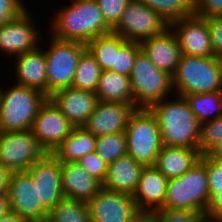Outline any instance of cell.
Listing matches in <instances>:
<instances>
[{"instance_id":"obj_1","label":"cell","mask_w":222,"mask_h":222,"mask_svg":"<svg viewBox=\"0 0 222 222\" xmlns=\"http://www.w3.org/2000/svg\"><path fill=\"white\" fill-rule=\"evenodd\" d=\"M53 15L47 30H51V36L56 39L87 44L112 33L95 0H70Z\"/></svg>"},{"instance_id":"obj_2","label":"cell","mask_w":222,"mask_h":222,"mask_svg":"<svg viewBox=\"0 0 222 222\" xmlns=\"http://www.w3.org/2000/svg\"><path fill=\"white\" fill-rule=\"evenodd\" d=\"M174 96L149 107L157 119L163 146L198 148L200 123L197 116L184 97Z\"/></svg>"},{"instance_id":"obj_3","label":"cell","mask_w":222,"mask_h":222,"mask_svg":"<svg viewBox=\"0 0 222 222\" xmlns=\"http://www.w3.org/2000/svg\"><path fill=\"white\" fill-rule=\"evenodd\" d=\"M172 86L174 94L182 97L222 91V58L181 55Z\"/></svg>"},{"instance_id":"obj_4","label":"cell","mask_w":222,"mask_h":222,"mask_svg":"<svg viewBox=\"0 0 222 222\" xmlns=\"http://www.w3.org/2000/svg\"><path fill=\"white\" fill-rule=\"evenodd\" d=\"M210 202L205 154L189 171L168 179L163 209H178L206 214Z\"/></svg>"},{"instance_id":"obj_5","label":"cell","mask_w":222,"mask_h":222,"mask_svg":"<svg viewBox=\"0 0 222 222\" xmlns=\"http://www.w3.org/2000/svg\"><path fill=\"white\" fill-rule=\"evenodd\" d=\"M10 87V88H9ZM48 97L37 89L13 84L1 92L0 132L31 130Z\"/></svg>"},{"instance_id":"obj_6","label":"cell","mask_w":222,"mask_h":222,"mask_svg":"<svg viewBox=\"0 0 222 222\" xmlns=\"http://www.w3.org/2000/svg\"><path fill=\"white\" fill-rule=\"evenodd\" d=\"M127 154L144 166H154L163 148L159 125L149 108H137L125 131Z\"/></svg>"},{"instance_id":"obj_7","label":"cell","mask_w":222,"mask_h":222,"mask_svg":"<svg viewBox=\"0 0 222 222\" xmlns=\"http://www.w3.org/2000/svg\"><path fill=\"white\" fill-rule=\"evenodd\" d=\"M129 77L133 101L138 108H149L154 102L175 95L172 94V76L157 68L142 50L136 56Z\"/></svg>"},{"instance_id":"obj_8","label":"cell","mask_w":222,"mask_h":222,"mask_svg":"<svg viewBox=\"0 0 222 222\" xmlns=\"http://www.w3.org/2000/svg\"><path fill=\"white\" fill-rule=\"evenodd\" d=\"M44 53L47 61L48 97L55 91L72 87L73 77L81 54L87 49L86 44L66 41L51 36Z\"/></svg>"},{"instance_id":"obj_9","label":"cell","mask_w":222,"mask_h":222,"mask_svg":"<svg viewBox=\"0 0 222 222\" xmlns=\"http://www.w3.org/2000/svg\"><path fill=\"white\" fill-rule=\"evenodd\" d=\"M46 154L31 130L0 132V164L11 172L27 171Z\"/></svg>"},{"instance_id":"obj_10","label":"cell","mask_w":222,"mask_h":222,"mask_svg":"<svg viewBox=\"0 0 222 222\" xmlns=\"http://www.w3.org/2000/svg\"><path fill=\"white\" fill-rule=\"evenodd\" d=\"M169 24L154 10L139 0H130L112 33L127 41L141 42L161 35Z\"/></svg>"},{"instance_id":"obj_11","label":"cell","mask_w":222,"mask_h":222,"mask_svg":"<svg viewBox=\"0 0 222 222\" xmlns=\"http://www.w3.org/2000/svg\"><path fill=\"white\" fill-rule=\"evenodd\" d=\"M29 7L0 27V52L11 61L14 56L37 49L43 40Z\"/></svg>"},{"instance_id":"obj_12","label":"cell","mask_w":222,"mask_h":222,"mask_svg":"<svg viewBox=\"0 0 222 222\" xmlns=\"http://www.w3.org/2000/svg\"><path fill=\"white\" fill-rule=\"evenodd\" d=\"M86 204L91 222H135L143 215L133 195L104 188Z\"/></svg>"},{"instance_id":"obj_13","label":"cell","mask_w":222,"mask_h":222,"mask_svg":"<svg viewBox=\"0 0 222 222\" xmlns=\"http://www.w3.org/2000/svg\"><path fill=\"white\" fill-rule=\"evenodd\" d=\"M7 196L11 211L24 222L48 218L49 212L38 202L37 185L27 171L12 172Z\"/></svg>"},{"instance_id":"obj_14","label":"cell","mask_w":222,"mask_h":222,"mask_svg":"<svg viewBox=\"0 0 222 222\" xmlns=\"http://www.w3.org/2000/svg\"><path fill=\"white\" fill-rule=\"evenodd\" d=\"M74 125L49 100L39 108L31 129L40 146L48 154H52L69 136Z\"/></svg>"},{"instance_id":"obj_15","label":"cell","mask_w":222,"mask_h":222,"mask_svg":"<svg viewBox=\"0 0 222 222\" xmlns=\"http://www.w3.org/2000/svg\"><path fill=\"white\" fill-rule=\"evenodd\" d=\"M27 172L37 185L38 202L50 212L63 198L60 161L53 154H46Z\"/></svg>"},{"instance_id":"obj_16","label":"cell","mask_w":222,"mask_h":222,"mask_svg":"<svg viewBox=\"0 0 222 222\" xmlns=\"http://www.w3.org/2000/svg\"><path fill=\"white\" fill-rule=\"evenodd\" d=\"M169 27L178 38L182 55L214 56L207 19L192 15L172 22Z\"/></svg>"},{"instance_id":"obj_17","label":"cell","mask_w":222,"mask_h":222,"mask_svg":"<svg viewBox=\"0 0 222 222\" xmlns=\"http://www.w3.org/2000/svg\"><path fill=\"white\" fill-rule=\"evenodd\" d=\"M48 99L75 127H81L86 123L99 102L95 92L74 87L59 89Z\"/></svg>"},{"instance_id":"obj_18","label":"cell","mask_w":222,"mask_h":222,"mask_svg":"<svg viewBox=\"0 0 222 222\" xmlns=\"http://www.w3.org/2000/svg\"><path fill=\"white\" fill-rule=\"evenodd\" d=\"M135 109L131 104L99 101L83 127L96 137L125 132Z\"/></svg>"},{"instance_id":"obj_19","label":"cell","mask_w":222,"mask_h":222,"mask_svg":"<svg viewBox=\"0 0 222 222\" xmlns=\"http://www.w3.org/2000/svg\"><path fill=\"white\" fill-rule=\"evenodd\" d=\"M168 179L155 167L144 166L138 187L133 194L137 209L149 215L163 208Z\"/></svg>"},{"instance_id":"obj_20","label":"cell","mask_w":222,"mask_h":222,"mask_svg":"<svg viewBox=\"0 0 222 222\" xmlns=\"http://www.w3.org/2000/svg\"><path fill=\"white\" fill-rule=\"evenodd\" d=\"M41 47V48H40ZM14 84L37 89L48 97L47 61L44 49H37L14 56Z\"/></svg>"},{"instance_id":"obj_21","label":"cell","mask_w":222,"mask_h":222,"mask_svg":"<svg viewBox=\"0 0 222 222\" xmlns=\"http://www.w3.org/2000/svg\"><path fill=\"white\" fill-rule=\"evenodd\" d=\"M141 50L160 70L173 75L181 57V50L176 34L169 27L161 35L144 39L140 42Z\"/></svg>"},{"instance_id":"obj_22","label":"cell","mask_w":222,"mask_h":222,"mask_svg":"<svg viewBox=\"0 0 222 222\" xmlns=\"http://www.w3.org/2000/svg\"><path fill=\"white\" fill-rule=\"evenodd\" d=\"M60 168L65 198L88 202L102 189V183L77 162H60Z\"/></svg>"},{"instance_id":"obj_23","label":"cell","mask_w":222,"mask_h":222,"mask_svg":"<svg viewBox=\"0 0 222 222\" xmlns=\"http://www.w3.org/2000/svg\"><path fill=\"white\" fill-rule=\"evenodd\" d=\"M144 165L126 154L108 164L107 176L102 188L133 195L138 187Z\"/></svg>"},{"instance_id":"obj_24","label":"cell","mask_w":222,"mask_h":222,"mask_svg":"<svg viewBox=\"0 0 222 222\" xmlns=\"http://www.w3.org/2000/svg\"><path fill=\"white\" fill-rule=\"evenodd\" d=\"M201 155L198 148L163 146L154 166L167 179L176 178L199 162Z\"/></svg>"},{"instance_id":"obj_25","label":"cell","mask_w":222,"mask_h":222,"mask_svg":"<svg viewBox=\"0 0 222 222\" xmlns=\"http://www.w3.org/2000/svg\"><path fill=\"white\" fill-rule=\"evenodd\" d=\"M96 97L102 102H119L131 104L138 108L133 101L130 77L116 72L101 71Z\"/></svg>"},{"instance_id":"obj_26","label":"cell","mask_w":222,"mask_h":222,"mask_svg":"<svg viewBox=\"0 0 222 222\" xmlns=\"http://www.w3.org/2000/svg\"><path fill=\"white\" fill-rule=\"evenodd\" d=\"M96 136L83 126L74 127L71 134L52 153L60 162H77L82 156L94 152Z\"/></svg>"},{"instance_id":"obj_27","label":"cell","mask_w":222,"mask_h":222,"mask_svg":"<svg viewBox=\"0 0 222 222\" xmlns=\"http://www.w3.org/2000/svg\"><path fill=\"white\" fill-rule=\"evenodd\" d=\"M127 42L114 33L99 36L89 41L86 46L95 57L102 71L111 70L115 65L116 52Z\"/></svg>"},{"instance_id":"obj_28","label":"cell","mask_w":222,"mask_h":222,"mask_svg":"<svg viewBox=\"0 0 222 222\" xmlns=\"http://www.w3.org/2000/svg\"><path fill=\"white\" fill-rule=\"evenodd\" d=\"M200 124L222 116V91L183 96Z\"/></svg>"},{"instance_id":"obj_29","label":"cell","mask_w":222,"mask_h":222,"mask_svg":"<svg viewBox=\"0 0 222 222\" xmlns=\"http://www.w3.org/2000/svg\"><path fill=\"white\" fill-rule=\"evenodd\" d=\"M100 65L95 57L86 49L78 60L72 87L96 92L101 74Z\"/></svg>"},{"instance_id":"obj_30","label":"cell","mask_w":222,"mask_h":222,"mask_svg":"<svg viewBox=\"0 0 222 222\" xmlns=\"http://www.w3.org/2000/svg\"><path fill=\"white\" fill-rule=\"evenodd\" d=\"M158 13L169 25L194 15V0H139Z\"/></svg>"},{"instance_id":"obj_31","label":"cell","mask_w":222,"mask_h":222,"mask_svg":"<svg viewBox=\"0 0 222 222\" xmlns=\"http://www.w3.org/2000/svg\"><path fill=\"white\" fill-rule=\"evenodd\" d=\"M52 222H91L86 202L63 198L48 214Z\"/></svg>"},{"instance_id":"obj_32","label":"cell","mask_w":222,"mask_h":222,"mask_svg":"<svg viewBox=\"0 0 222 222\" xmlns=\"http://www.w3.org/2000/svg\"><path fill=\"white\" fill-rule=\"evenodd\" d=\"M95 151L107 164H111L121 156L126 155L125 132L96 137Z\"/></svg>"},{"instance_id":"obj_33","label":"cell","mask_w":222,"mask_h":222,"mask_svg":"<svg viewBox=\"0 0 222 222\" xmlns=\"http://www.w3.org/2000/svg\"><path fill=\"white\" fill-rule=\"evenodd\" d=\"M140 51V42L127 41L119 51L116 52L115 65H113L110 71L130 76L136 56Z\"/></svg>"},{"instance_id":"obj_34","label":"cell","mask_w":222,"mask_h":222,"mask_svg":"<svg viewBox=\"0 0 222 222\" xmlns=\"http://www.w3.org/2000/svg\"><path fill=\"white\" fill-rule=\"evenodd\" d=\"M149 215L154 222H209L206 214L188 210L160 208Z\"/></svg>"},{"instance_id":"obj_35","label":"cell","mask_w":222,"mask_h":222,"mask_svg":"<svg viewBox=\"0 0 222 222\" xmlns=\"http://www.w3.org/2000/svg\"><path fill=\"white\" fill-rule=\"evenodd\" d=\"M220 140H222V116L200 124L198 149L202 154H206Z\"/></svg>"},{"instance_id":"obj_36","label":"cell","mask_w":222,"mask_h":222,"mask_svg":"<svg viewBox=\"0 0 222 222\" xmlns=\"http://www.w3.org/2000/svg\"><path fill=\"white\" fill-rule=\"evenodd\" d=\"M105 22L113 29L121 19L130 0H95Z\"/></svg>"},{"instance_id":"obj_37","label":"cell","mask_w":222,"mask_h":222,"mask_svg":"<svg viewBox=\"0 0 222 222\" xmlns=\"http://www.w3.org/2000/svg\"><path fill=\"white\" fill-rule=\"evenodd\" d=\"M77 163L81 168L103 184L107 176L108 164L96 153V151L82 156Z\"/></svg>"},{"instance_id":"obj_38","label":"cell","mask_w":222,"mask_h":222,"mask_svg":"<svg viewBox=\"0 0 222 222\" xmlns=\"http://www.w3.org/2000/svg\"><path fill=\"white\" fill-rule=\"evenodd\" d=\"M205 168L211 198L217 193V188H222V159L212 158L205 154Z\"/></svg>"},{"instance_id":"obj_39","label":"cell","mask_w":222,"mask_h":222,"mask_svg":"<svg viewBox=\"0 0 222 222\" xmlns=\"http://www.w3.org/2000/svg\"><path fill=\"white\" fill-rule=\"evenodd\" d=\"M26 6L24 0H0V27L23 13Z\"/></svg>"},{"instance_id":"obj_40","label":"cell","mask_w":222,"mask_h":222,"mask_svg":"<svg viewBox=\"0 0 222 222\" xmlns=\"http://www.w3.org/2000/svg\"><path fill=\"white\" fill-rule=\"evenodd\" d=\"M194 15L204 19L222 16V0H194Z\"/></svg>"},{"instance_id":"obj_41","label":"cell","mask_w":222,"mask_h":222,"mask_svg":"<svg viewBox=\"0 0 222 222\" xmlns=\"http://www.w3.org/2000/svg\"><path fill=\"white\" fill-rule=\"evenodd\" d=\"M214 56L222 58V16L207 18Z\"/></svg>"},{"instance_id":"obj_42","label":"cell","mask_w":222,"mask_h":222,"mask_svg":"<svg viewBox=\"0 0 222 222\" xmlns=\"http://www.w3.org/2000/svg\"><path fill=\"white\" fill-rule=\"evenodd\" d=\"M206 216L209 222H222V188H217V193L210 198Z\"/></svg>"},{"instance_id":"obj_43","label":"cell","mask_w":222,"mask_h":222,"mask_svg":"<svg viewBox=\"0 0 222 222\" xmlns=\"http://www.w3.org/2000/svg\"><path fill=\"white\" fill-rule=\"evenodd\" d=\"M12 172L0 164V193H7Z\"/></svg>"},{"instance_id":"obj_44","label":"cell","mask_w":222,"mask_h":222,"mask_svg":"<svg viewBox=\"0 0 222 222\" xmlns=\"http://www.w3.org/2000/svg\"><path fill=\"white\" fill-rule=\"evenodd\" d=\"M11 212L7 193H0V218Z\"/></svg>"},{"instance_id":"obj_45","label":"cell","mask_w":222,"mask_h":222,"mask_svg":"<svg viewBox=\"0 0 222 222\" xmlns=\"http://www.w3.org/2000/svg\"><path fill=\"white\" fill-rule=\"evenodd\" d=\"M206 154L212 158L222 159V140L217 142Z\"/></svg>"},{"instance_id":"obj_46","label":"cell","mask_w":222,"mask_h":222,"mask_svg":"<svg viewBox=\"0 0 222 222\" xmlns=\"http://www.w3.org/2000/svg\"><path fill=\"white\" fill-rule=\"evenodd\" d=\"M0 222H24L15 212H9L0 218Z\"/></svg>"},{"instance_id":"obj_47","label":"cell","mask_w":222,"mask_h":222,"mask_svg":"<svg viewBox=\"0 0 222 222\" xmlns=\"http://www.w3.org/2000/svg\"><path fill=\"white\" fill-rule=\"evenodd\" d=\"M135 222H154L150 215H142L139 219Z\"/></svg>"},{"instance_id":"obj_48","label":"cell","mask_w":222,"mask_h":222,"mask_svg":"<svg viewBox=\"0 0 222 222\" xmlns=\"http://www.w3.org/2000/svg\"><path fill=\"white\" fill-rule=\"evenodd\" d=\"M34 222H52L49 218H45V219H40L38 221H34Z\"/></svg>"},{"instance_id":"obj_49","label":"cell","mask_w":222,"mask_h":222,"mask_svg":"<svg viewBox=\"0 0 222 222\" xmlns=\"http://www.w3.org/2000/svg\"><path fill=\"white\" fill-rule=\"evenodd\" d=\"M2 87H1V85H0V100H1V92H2Z\"/></svg>"}]
</instances>
